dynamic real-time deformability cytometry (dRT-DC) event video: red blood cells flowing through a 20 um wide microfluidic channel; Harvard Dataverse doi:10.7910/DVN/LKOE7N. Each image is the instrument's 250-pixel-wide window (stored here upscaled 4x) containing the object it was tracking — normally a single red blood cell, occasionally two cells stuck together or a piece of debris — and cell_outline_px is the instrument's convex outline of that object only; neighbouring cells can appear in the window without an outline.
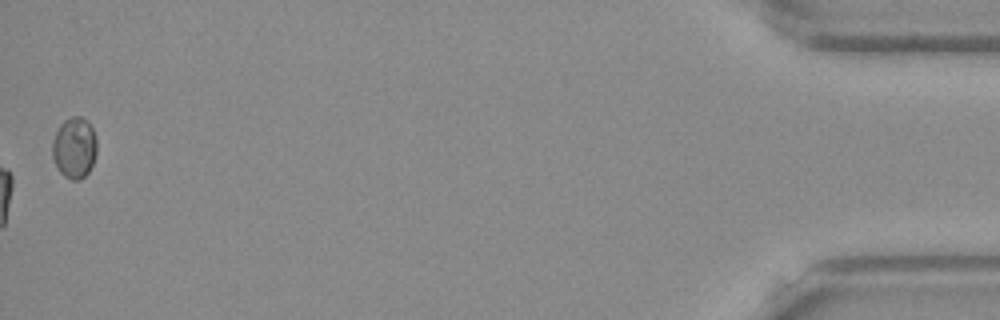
{"species": "Egyptian fruit bat (a non-hibernating species)", "species_latin": "Rousettus aegyptiacus", "temperature_condition": "warm", "stored_images_in_passage": 53, "camera_frame_rate_fps": 3000, "um_per_image_px": 0.085, "frame": {"image": 1, "passage_image": 53, "time_ms": 17.333, "image_size_px": [1000, 320], "cell_outline_px": [[96, 152], [92, 164], [88, 172], [80, 180], [72, 180], [64, 176], [60, 172], [52, 156], [52, 140], [60, 124], [64, 120], [72, 116], [80, 116], [88, 120], [96, 136]], "centroid_in_image_um": [6.32, 12.54], "position_along_channel_um": 428.9, "area_um2": 15.9}, "authors_computed_cell_mechanics": {"area_um2": 21.5594, "velocity_mm_per_s": 4.0068, "shape_relaxation_time_tau1_ms": null, "shape_relaxation_time_tau2_ms": 3.4961, "deformation_change_tau1": null, "deformation_change_tau2": 0.1098}}